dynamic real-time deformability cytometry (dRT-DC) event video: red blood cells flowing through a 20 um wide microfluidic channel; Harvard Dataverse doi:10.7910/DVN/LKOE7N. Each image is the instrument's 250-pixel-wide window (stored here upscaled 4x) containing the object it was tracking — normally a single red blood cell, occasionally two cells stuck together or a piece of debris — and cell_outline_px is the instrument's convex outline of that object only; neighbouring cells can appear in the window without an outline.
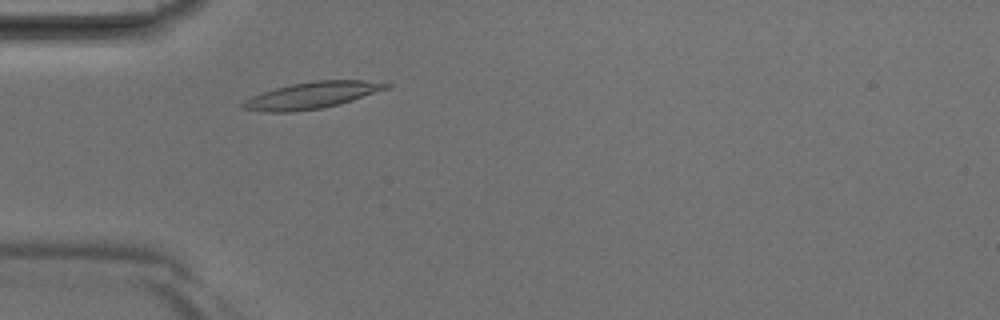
{"species": "Egyptian fruit bat (a non-hibernating species)", "species_latin": "Rousettus aegyptiacus", "temperature_condition": "room temperature", "stored_images_in_passage": 35, "camera_frame_rate_fps": 3000, "um_per_image_px": 0.085, "animal": {"sex": "male"}, "frame": {"image": 1, "passage_image": 6, "time_ms": 1.667, "image_size_px": [1000, 320], "cell_outline_px": [[392, 84], [388, 88], [340, 104], [320, 108], [288, 112], [264, 112], [240, 108], [240, 104], [244, 100], [252, 96], [276, 88], [292, 84], [316, 80], [364, 80]], "centroid_in_image_um": [26.47, 8.1], "position_along_channel_um": 58.5, "area_um2": 21.96}}
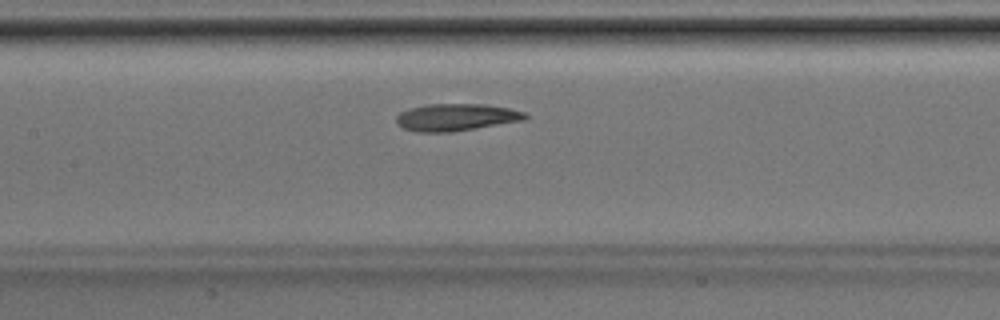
{"frame": {"image": 2, "passage_image": 13, "time_ms": 4.0, "image_size_px": [1000, 320], "cell_outline_px": [[528, 116], [524, 120], [448, 132], [416, 132], [404, 128], [396, 120], [396, 116], [400, 112], [408, 108], [428, 104], [480, 104], [508, 108], [524, 112]], "centroid_in_image_um": [38.73, 9.96], "position_along_channel_um": 168.7, "area_um2": 20.06}}
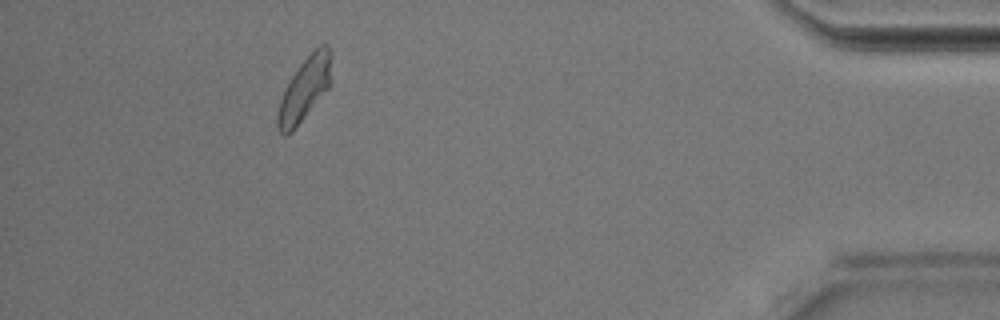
{"frame": {"image": 3, "passage_image": 31, "time_ms": 10.0, "image_size_px": [1000, 320], "cell_outline_px": [[332, 84], [292, 132], [288, 136], [284, 136], [276, 128], [276, 116], [280, 100], [292, 76], [300, 64], [320, 44], [328, 44], [332, 52]], "centroid_in_image_um": [25.93, 7.58], "position_along_channel_um": 409.3, "area_um2": 20.11}}